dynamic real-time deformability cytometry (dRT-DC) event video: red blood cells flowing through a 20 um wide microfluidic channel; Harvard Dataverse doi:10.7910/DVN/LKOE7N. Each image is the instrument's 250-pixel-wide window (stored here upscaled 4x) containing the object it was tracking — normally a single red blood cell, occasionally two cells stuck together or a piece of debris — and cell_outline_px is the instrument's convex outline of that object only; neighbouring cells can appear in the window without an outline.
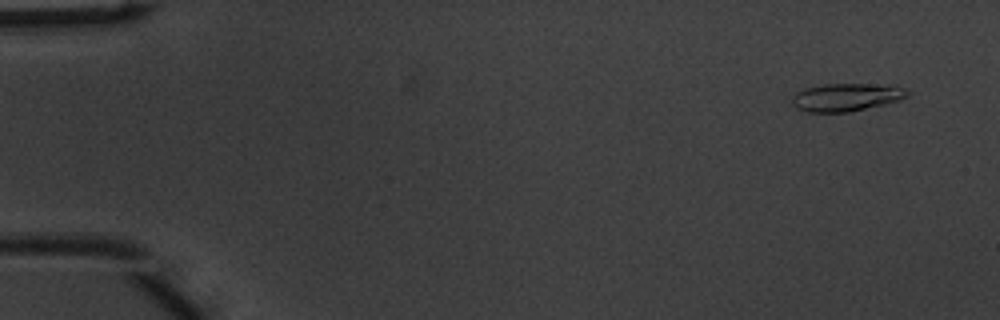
{"species": "common noctule bat (a hibernating species)", "species_latin": "Nyctalus noctula", "temperature_condition": "warm", "stored_images_in_passage": 50, "camera_frame_rate_fps": 3000, "um_per_image_px": 0.085, "animal": {"sex": "male", "body_mass_g": 20.1, "forearm_length_mm": 53.5}, "frame": {"image": 1, "passage_image": 2, "time_ms": 0.333, "image_size_px": [1000, 320], "cell_outline_px": [[912, 92], [908, 96], [900, 100], [884, 104], [848, 112], [808, 112], [796, 108], [792, 104], [792, 96], [796, 92], [804, 88], [824, 84], [896, 84]], "centroid_in_image_um": [71.98, 8.24], "position_along_channel_um": 13.0, "area_um2": 19.02}}
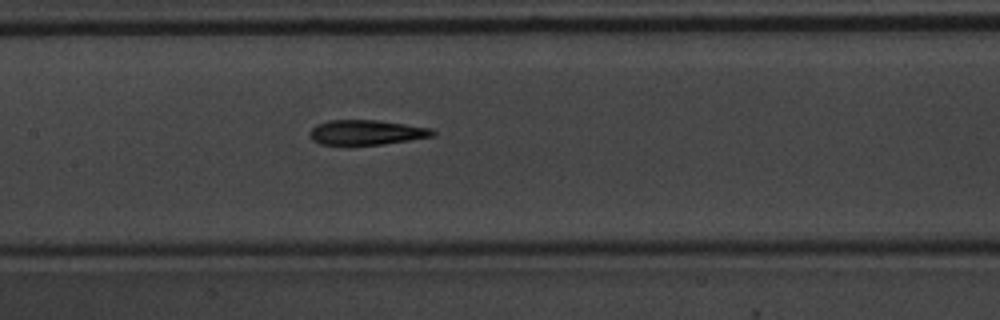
{"frame": {"image": 2, "passage_image": 24, "time_ms": 7.667, "image_size_px": [1000, 320], "cell_outline_px": [[436, 132], [432, 136], [384, 144], [348, 148], [344, 148], [320, 144], [312, 140], [308, 136], [308, 132], [316, 124], [328, 120], [376, 120], [432, 128]], "centroid_in_image_um": [31.02, 11.3], "position_along_channel_um": 176.4, "area_um2": 18.67}}
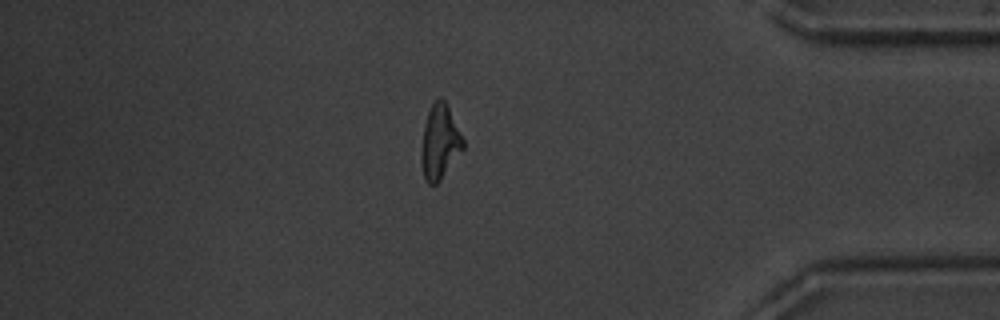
{"frame": {"image": 3, "passage_image": 43, "time_ms": 14.0, "image_size_px": [1000, 320], "cell_outline_px": [[464, 148], [440, 180], [436, 184], [428, 184], [424, 180], [420, 160], [420, 148], [424, 124], [428, 112], [432, 104], [440, 96], [444, 100], [464, 140]], "centroid_in_image_um": [37.34, 12.11], "position_along_channel_um": 397.9, "area_um2": 18.09}, "authors_computed_cell_mechanics": {"area_um2": 17.9758, "velocity_mm_per_s": 3.9616, "shape_relaxation_time_tau1_ms": 4.0244, "shape_relaxation_time_tau2_ms": 2.6923, "deformation_change_tau1": 0.2006, "deformation_change_tau2": 0.1386}}